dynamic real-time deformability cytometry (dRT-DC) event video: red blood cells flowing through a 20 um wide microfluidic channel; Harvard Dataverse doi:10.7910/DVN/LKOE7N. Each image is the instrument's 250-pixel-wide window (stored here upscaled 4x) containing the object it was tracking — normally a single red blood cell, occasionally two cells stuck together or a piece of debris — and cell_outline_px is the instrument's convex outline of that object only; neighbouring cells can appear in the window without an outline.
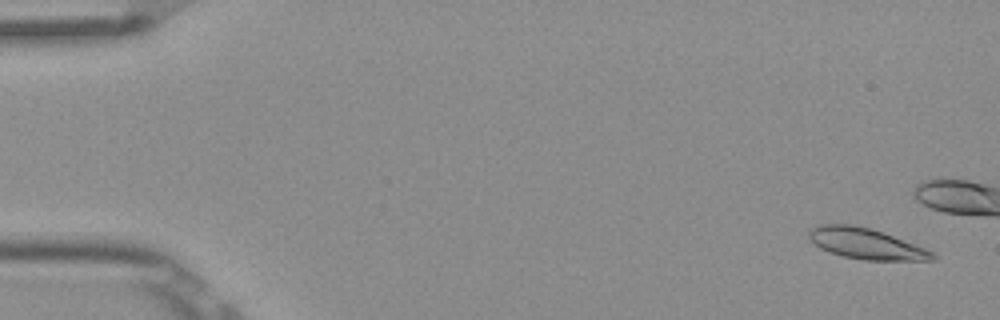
{"species": "Egyptian fruit bat (a non-hibernating species)", "species_latin": "Rousettus aegyptiacus", "temperature_condition": "room temperature", "stored_images_in_passage": 17, "camera_frame_rate_fps": 3000, "um_per_image_px": 0.085, "frame": {"image": 1, "passage_image": 3, "time_ms": 0.667, "image_size_px": [1000, 320], "cell_outline_px": [[936, 260], [864, 260], [844, 256], [828, 252], [812, 244], [808, 240], [808, 232], [816, 224], [852, 224], [872, 228], [884, 232], [924, 248], [932, 252], [936, 256]], "centroid_in_image_um": [73.54, 20.7], "position_along_channel_um": 11.5, "area_um2": 22.37}}